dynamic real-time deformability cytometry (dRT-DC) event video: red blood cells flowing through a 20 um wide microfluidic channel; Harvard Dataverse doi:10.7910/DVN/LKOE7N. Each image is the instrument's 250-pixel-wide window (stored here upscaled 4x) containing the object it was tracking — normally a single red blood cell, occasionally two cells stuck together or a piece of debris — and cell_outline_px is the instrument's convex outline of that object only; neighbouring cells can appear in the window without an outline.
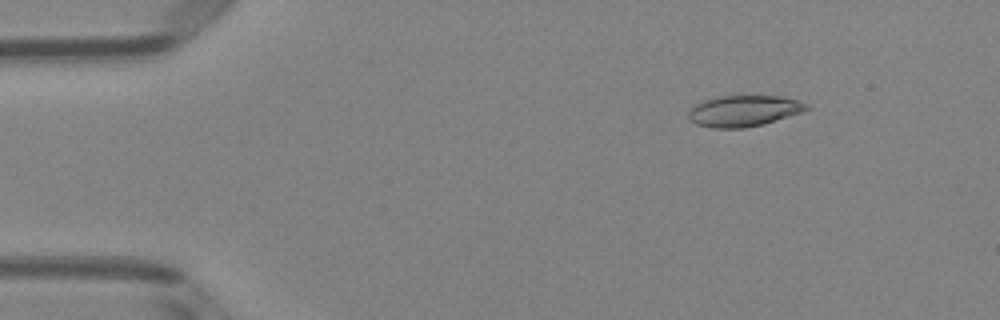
{"species": "Egyptian fruit bat (a non-hibernating species)", "species_latin": "Rousettus aegyptiacus", "temperature_condition": "room temperature", "stored_images_in_passage": 51, "camera_frame_rate_fps": 3000, "um_per_image_px": 0.085, "animal": {"sex": "female"}, "frame": {"image": 1, "passage_image": 7, "time_ms": 2.0, "image_size_px": [1000, 320], "cell_outline_px": [[812, 108], [804, 112], [764, 124], [744, 128], [712, 128], [696, 124], [688, 120], [688, 112], [696, 104], [704, 100], [720, 96], [780, 96], [796, 100], [808, 104]], "centroid_in_image_um": [63.25, 9.44], "position_along_channel_um": 21.8, "area_um2": 21.56}}
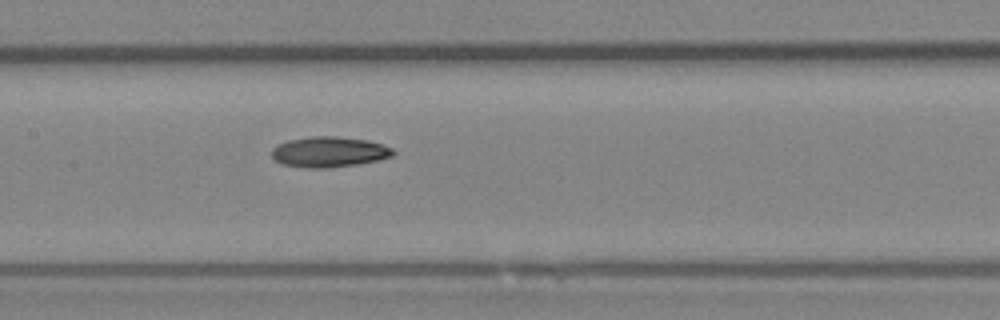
{"frame": {"image": 2, "passage_image": 25, "time_ms": 8.0, "image_size_px": [1000, 320], "cell_outline_px": [[396, 152], [392, 156], [376, 160], [356, 164], [328, 168], [308, 168], [280, 164], [272, 156], [272, 148], [288, 140], [312, 136], [336, 136], [368, 140], [384, 144], [392, 148]], "centroid_in_image_um": [27.98, 12.91], "position_along_channel_um": 179.4, "area_um2": 21.56}}
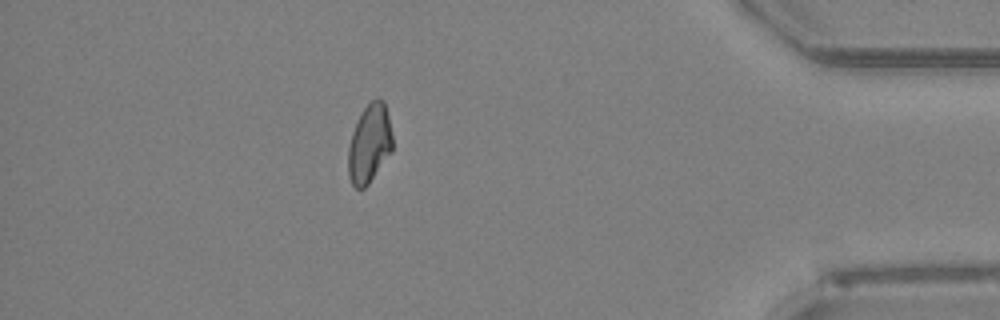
{"frame": {"image": 3, "passage_image": 45, "time_ms": 14.667, "image_size_px": [1000, 320], "cell_outline_px": [[392, 152], [368, 184], [364, 188], [356, 188], [352, 184], [348, 176], [348, 148], [352, 132], [364, 108], [376, 96], [380, 96], [384, 100], [388, 116], [392, 136]], "centroid_in_image_um": [31.41, 12.2], "position_along_channel_um": 403.8, "area_um2": 20.29}, "authors_computed_cell_mechanics": {"area_um2": 20.9814, "velocity_mm_per_s": 4.0212, "shape_relaxation_time_tau1_ms": 8.9331, "shape_relaxation_time_tau2_ms": null, "deformation_change_tau1": 0.2012, "deformation_change_tau2": null}}